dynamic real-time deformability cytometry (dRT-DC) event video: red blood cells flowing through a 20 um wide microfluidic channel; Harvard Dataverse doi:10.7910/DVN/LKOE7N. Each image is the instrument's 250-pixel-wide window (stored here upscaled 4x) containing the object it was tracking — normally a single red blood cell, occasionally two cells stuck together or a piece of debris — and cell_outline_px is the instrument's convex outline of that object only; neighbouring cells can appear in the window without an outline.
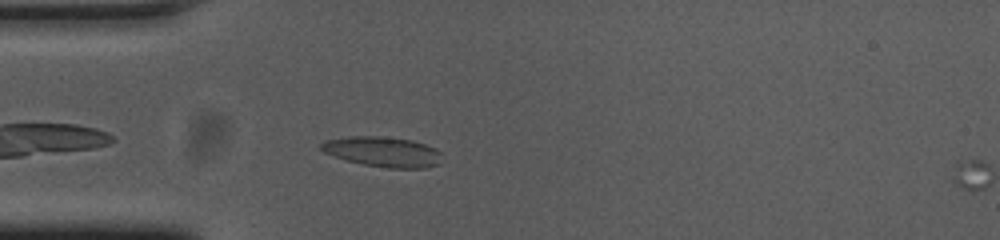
{"species": "common noctule bat (a hibernating species)", "species_latin": "Nyctalus noctula", "temperature_condition": "cold", "stored_images_in_passage": 4, "camera_frame_rate_fps": 3000, "um_per_image_px": 0.085, "animal": {"sex": "female", "body_mass_g": 23.0, "forearm_length_mm": 53.4}, "frame": {"image": 1, "passage_image": 3, "time_ms": 0.667, "image_size_px": [1000, 240], "cell_outline_px": [[440, 164], [424, 168], [388, 168], [364, 164], [344, 160], [324, 152], [320, 148], [320, 144], [324, 140], [348, 136], [380, 136], [412, 140], [436, 148], [440, 152]], "centroid_in_image_um": [32.52, 12.89], "position_along_channel_um": 52.5, "area_um2": 21.27}}